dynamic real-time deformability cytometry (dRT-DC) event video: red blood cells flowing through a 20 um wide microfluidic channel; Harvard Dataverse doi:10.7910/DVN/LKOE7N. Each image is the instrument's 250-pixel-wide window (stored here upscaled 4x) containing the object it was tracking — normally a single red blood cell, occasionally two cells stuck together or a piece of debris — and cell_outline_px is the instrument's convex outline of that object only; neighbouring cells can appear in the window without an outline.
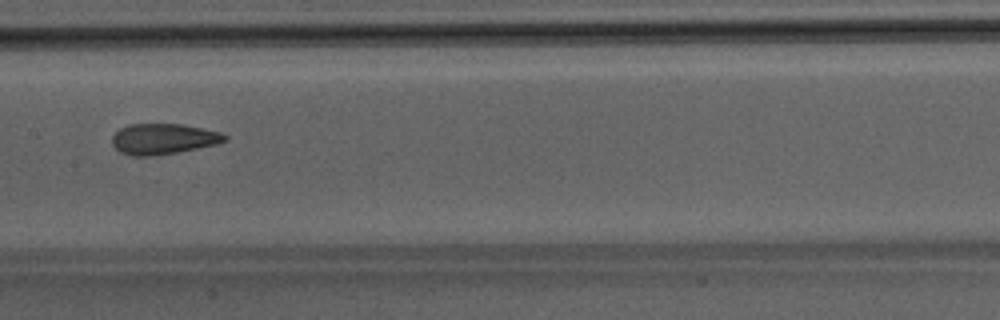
{"species": "Egyptian fruit bat (a non-hibernating species)", "species_latin": "Rousettus aegyptiacus", "temperature_condition": "room temperature", "stored_images_in_passage": 29, "camera_frame_rate_fps": 3000, "um_per_image_px": 0.085, "animal": {"sex": "male"}, "frame": {"image": 1, "passage_image": 16, "time_ms": 5.0, "image_size_px": [1000, 320], "cell_outline_px": [[228, 140], [216, 144], [176, 152], [148, 156], [132, 156], [120, 152], [112, 144], [112, 136], [120, 128], [128, 124], [180, 124], [220, 132], [228, 136]], "centroid_in_image_um": [13.85, 11.8], "position_along_channel_um": 193.5, "area_um2": 19.94}}
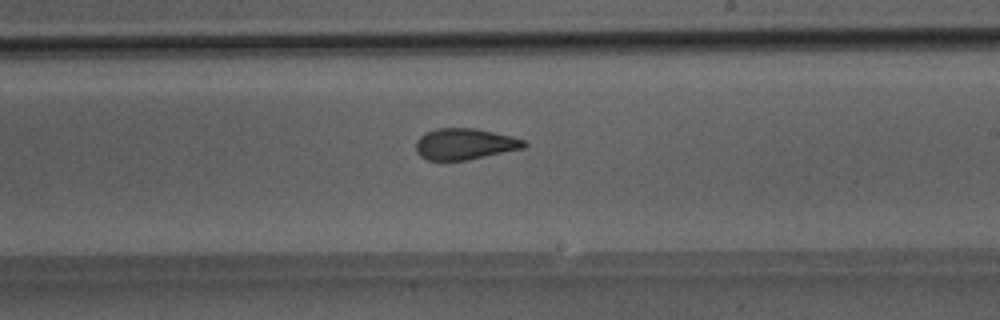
{"frame": {"image": 2, "passage_image": 20, "time_ms": 6.333, "image_size_px": [1000, 320], "cell_outline_px": [[528, 144], [524, 148], [468, 160], [428, 160], [420, 156], [416, 152], [416, 140], [424, 132], [436, 128], [476, 128], [512, 136], [524, 140]], "centroid_in_image_um": [39.49, 12.23], "position_along_channel_um": 249.5, "area_um2": 19.83}}
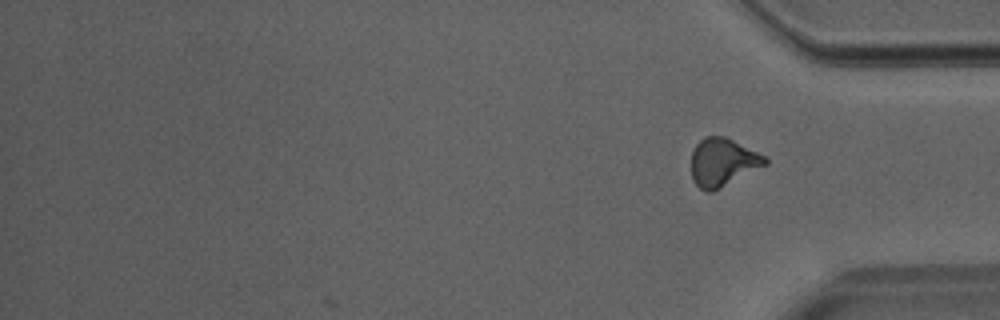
{"frame": {"image": 3, "passage_image": 29, "time_ms": 9.333, "image_size_px": [1000, 320], "cell_outline_px": [[768, 164], [712, 192], [708, 192], [700, 188], [692, 180], [692, 152], [696, 144], [704, 136], [724, 136], [764, 156], [768, 160]], "centroid_in_image_um": [61.41, 13.8], "position_along_channel_um": 373.8, "area_um2": 20.4}}